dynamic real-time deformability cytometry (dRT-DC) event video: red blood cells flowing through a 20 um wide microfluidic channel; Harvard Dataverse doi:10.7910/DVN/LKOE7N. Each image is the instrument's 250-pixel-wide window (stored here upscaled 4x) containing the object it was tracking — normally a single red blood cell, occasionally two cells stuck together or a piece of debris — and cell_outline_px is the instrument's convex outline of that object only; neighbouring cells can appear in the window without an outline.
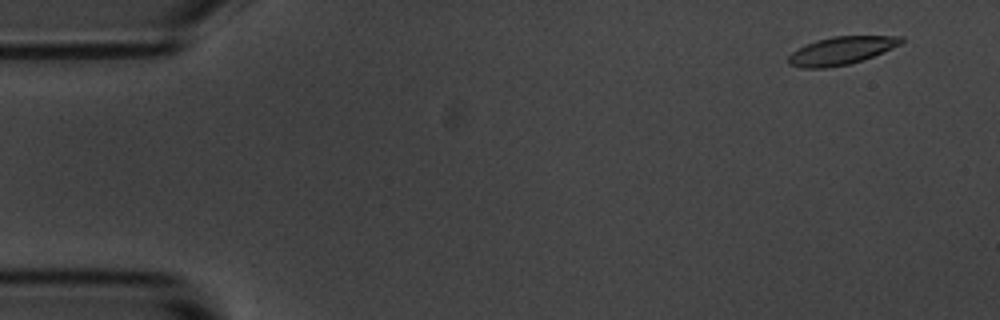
{"species": "common noctule bat (a hibernating species)", "species_latin": "Nyctalus noctula", "temperature_condition": "room temperature", "stored_images_in_passage": 5, "camera_frame_rate_fps": 3000, "um_per_image_px": 0.085, "animal": {"sex": "male", "body_mass_g": 20.1, "forearm_length_mm": 53.5}, "frame": {"image": 1, "passage_image": 1, "time_ms": 0.0, "image_size_px": [1000, 320], "cell_outline_px": [[904, 40], [900, 44], [892, 48], [872, 56], [848, 64], [824, 68], [804, 68], [788, 64], [788, 56], [792, 52], [816, 40], [832, 36], [904, 36]], "centroid_in_image_um": [71.5, 4.3], "position_along_channel_um": 13.5, "area_um2": 18.03}}
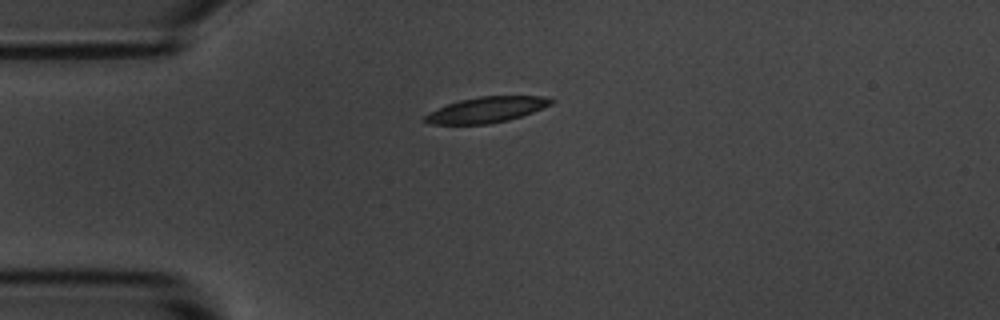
{"frame": {"image": 2, "passage_image": 3, "time_ms": 3.333, "image_size_px": [1000, 320], "cell_outline_px": [[556, 100], [552, 104], [532, 112], [508, 120], [488, 124], [428, 124], [424, 120], [424, 116], [428, 112], [436, 108], [460, 100], [480, 96], [544, 96]], "centroid_in_image_um": [41.34, 9.32], "position_along_channel_um": 43.7, "area_um2": 18.84}}